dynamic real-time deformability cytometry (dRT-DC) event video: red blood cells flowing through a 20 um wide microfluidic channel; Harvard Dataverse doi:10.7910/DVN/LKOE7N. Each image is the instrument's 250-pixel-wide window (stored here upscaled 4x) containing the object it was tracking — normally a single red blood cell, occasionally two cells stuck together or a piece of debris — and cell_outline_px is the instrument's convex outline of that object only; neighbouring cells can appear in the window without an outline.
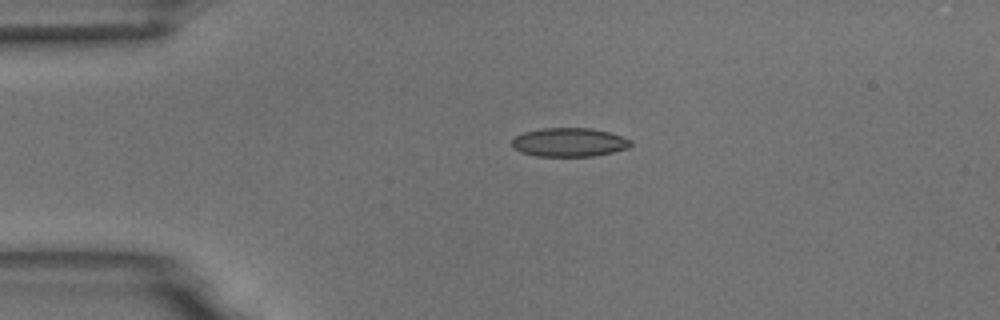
{"species": "common noctule bat (a hibernating species)", "species_latin": "Nyctalus noctula", "temperature_condition": "room temperature", "stored_images_in_passage": 3, "camera_frame_rate_fps": 3000, "um_per_image_px": 0.085, "animal": {"sex": "male", "body_mass_g": 18.8}, "frame": {"image": 1, "passage_image": 2, "time_ms": 1.0, "image_size_px": [1000, 320], "cell_outline_px": [[632, 144], [628, 148], [612, 152], [592, 156], [536, 156], [520, 152], [512, 144], [512, 140], [516, 136], [524, 132], [540, 128], [588, 128], [608, 132], [632, 140]], "centroid_in_image_um": [48.38, 12.09], "position_along_channel_um": 36.6, "area_um2": 19.77}}